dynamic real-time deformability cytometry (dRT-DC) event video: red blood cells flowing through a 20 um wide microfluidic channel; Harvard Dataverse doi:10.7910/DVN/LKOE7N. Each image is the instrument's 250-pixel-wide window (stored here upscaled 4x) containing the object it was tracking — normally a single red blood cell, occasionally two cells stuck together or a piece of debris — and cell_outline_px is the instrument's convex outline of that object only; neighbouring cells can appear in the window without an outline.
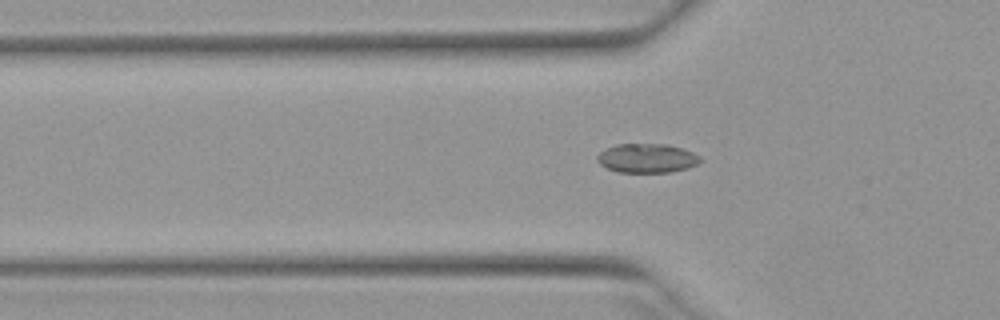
{"species": "Egyptian fruit bat (a non-hibernating species)", "species_latin": "Rousettus aegyptiacus", "temperature_condition": "warm", "stored_images_in_passage": 33, "camera_frame_rate_fps": 3000, "um_per_image_px": 0.085, "animal": {"sex": "female"}, "frame": {"image": 1, "passage_image": 4, "time_ms": 1.0, "image_size_px": [1000, 320], "cell_outline_px": [[704, 160], [688, 168], [668, 172], [616, 172], [600, 164], [596, 160], [596, 156], [600, 152], [616, 144], [668, 144], [692, 152], [700, 156]], "centroid_in_image_um": [54.99, 13.45], "position_along_channel_um": 70.8, "area_um2": 17.46}}
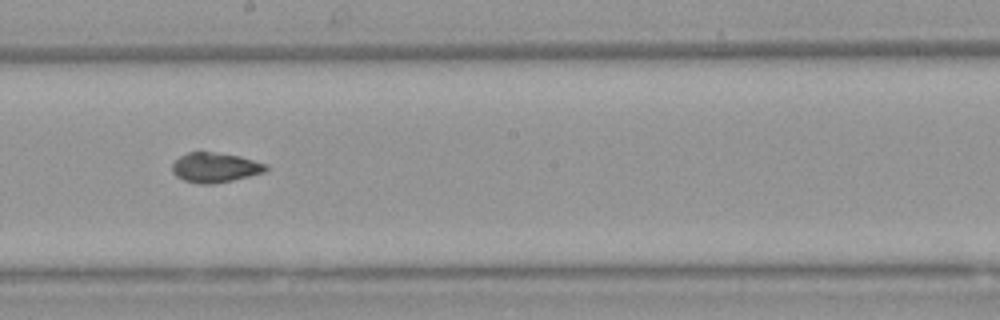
{"frame": {"image": 2, "passage_image": 16, "time_ms": 5.0, "image_size_px": [1000, 320], "cell_outline_px": [[268, 168], [264, 172], [232, 180], [212, 184], [200, 184], [184, 180], [176, 176], [172, 172], [172, 164], [180, 156], [188, 152], [216, 152], [240, 156], [268, 164]], "centroid_in_image_um": [18.28, 14.23], "position_along_channel_um": 229.9, "area_um2": 16.24}}
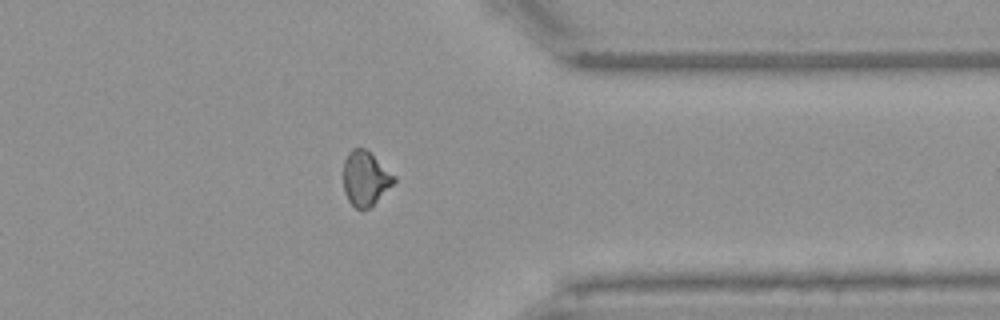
{"frame": {"image": 3, "passage_image": 28, "time_ms": 9.0, "image_size_px": [1000, 320], "cell_outline_px": [[396, 180], [368, 208], [356, 208], [348, 200], [344, 192], [344, 160], [348, 152], [352, 148], [364, 148], [396, 176]], "centroid_in_image_um": [31.03, 15.14], "position_along_channel_um": 380.4, "area_um2": 15.61}}